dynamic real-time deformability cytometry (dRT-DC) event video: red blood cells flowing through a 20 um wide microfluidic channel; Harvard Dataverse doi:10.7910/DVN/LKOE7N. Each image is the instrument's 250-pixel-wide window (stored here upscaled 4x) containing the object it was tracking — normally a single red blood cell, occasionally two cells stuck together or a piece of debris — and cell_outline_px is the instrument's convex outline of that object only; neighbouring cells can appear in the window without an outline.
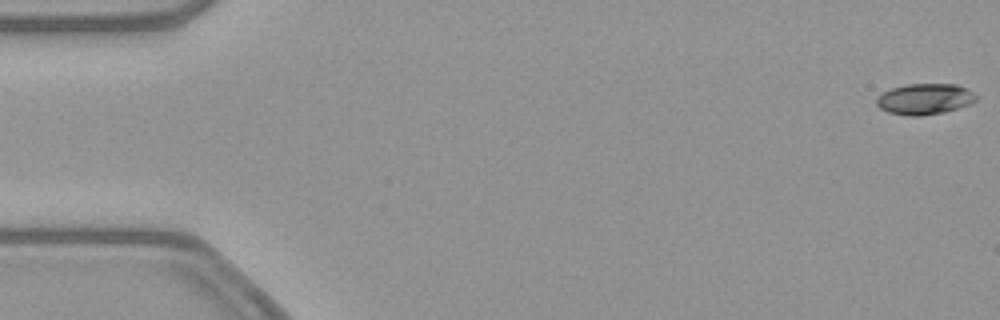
{"species": "common noctule bat (a hibernating species)", "species_latin": "Nyctalus noctula", "temperature_condition": "warm", "stored_images_in_passage": 54, "camera_frame_rate_fps": 3000, "um_per_image_px": 0.085, "animal": {"sex": "female", "body_mass_g": 21.9}, "frame": {"image": 1, "passage_image": 1, "time_ms": 0.0, "image_size_px": [1000, 320], "cell_outline_px": [[976, 100], [972, 104], [944, 112], [920, 116], [908, 116], [888, 112], [880, 108], [876, 104], [876, 96], [892, 88], [904, 84], [956, 84], [972, 92], [976, 96]], "centroid_in_image_um": [78.58, 8.42], "position_along_channel_um": 6.4, "area_um2": 17.98}}
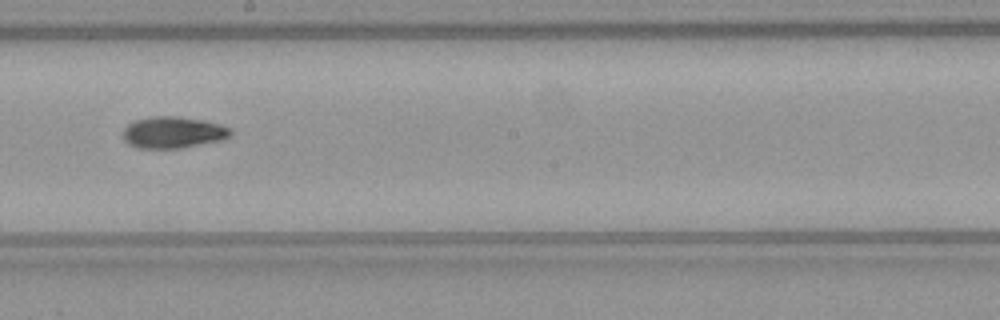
{"frame": {"image": 2, "passage_image": 30, "time_ms": 9.667, "image_size_px": [1000, 320], "cell_outline_px": [[232, 132], [224, 140], [180, 148], [136, 148], [128, 144], [124, 140], [124, 128], [128, 124], [136, 120], [152, 116], [176, 116], [204, 120], [220, 124], [232, 128]], "centroid_in_image_um": [14.73, 11.25], "position_along_channel_um": 233.5, "area_um2": 19.88}}
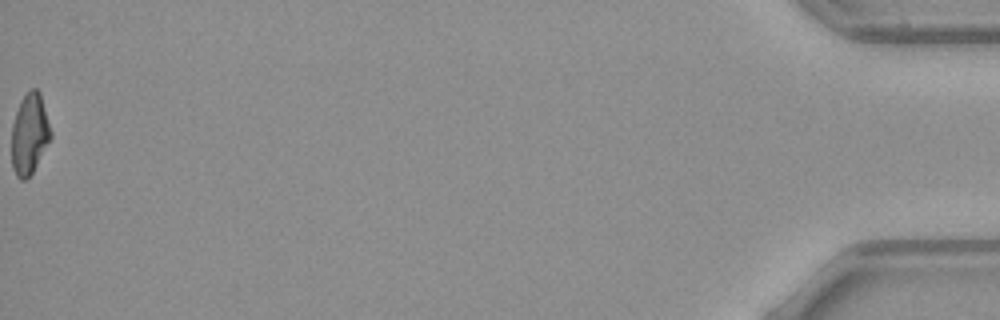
{"frame": {"image": 3, "passage_image": 54, "time_ms": 17.667, "image_size_px": [1000, 320], "cell_outline_px": [[52, 136], [32, 172], [24, 180], [20, 180], [16, 176], [12, 168], [12, 124], [20, 100], [28, 88], [36, 88], [40, 92], [52, 132]], "centroid_in_image_um": [2.5, 11.34], "position_along_channel_um": 432.7, "area_um2": 18.44}, "authors_computed_cell_mechanics": {"area_um2": 18.8139, "velocity_mm_per_s": 3.8789, "shape_relaxation_time_tau1_ms": 6.7448, "shape_relaxation_time_tau2_ms": null, "deformation_change_tau1": 0.1731, "deformation_change_tau2": null}}